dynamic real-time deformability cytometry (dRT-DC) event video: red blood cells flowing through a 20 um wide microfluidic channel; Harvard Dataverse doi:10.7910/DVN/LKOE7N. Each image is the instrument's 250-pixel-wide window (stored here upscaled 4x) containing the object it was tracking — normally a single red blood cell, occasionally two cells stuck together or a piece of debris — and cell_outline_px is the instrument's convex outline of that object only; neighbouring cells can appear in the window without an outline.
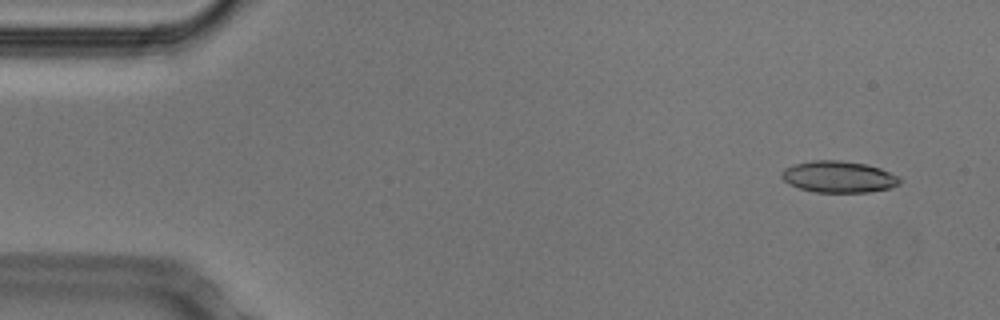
{"species": "Egyptian fruit bat (a non-hibernating species)", "species_latin": "Rousettus aegyptiacus", "temperature_condition": "cold", "stored_images_in_passage": 51, "camera_frame_rate_fps": 3000, "um_per_image_px": 0.085, "animal": {"sex": "male"}, "frame": {"image": 1, "passage_image": 4, "time_ms": 1.0, "image_size_px": [1000, 320], "cell_outline_px": [[900, 184], [892, 188], [868, 192], [812, 192], [788, 184], [780, 176], [780, 172], [784, 168], [796, 164], [812, 160], [840, 160], [864, 164], [880, 168], [900, 176]], "centroid_in_image_um": [71.28, 15.03], "position_along_channel_um": 13.7, "area_um2": 21.85}}
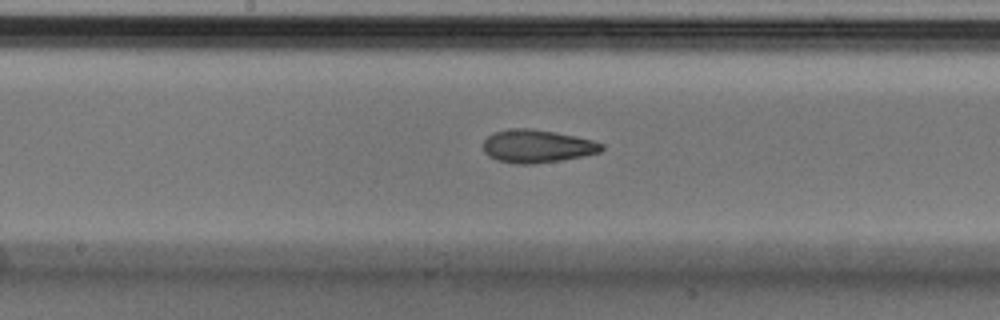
{"frame": {"image": 2, "passage_image": 27, "time_ms": 8.667, "image_size_px": [1000, 320], "cell_outline_px": [[604, 148], [600, 152], [584, 156], [560, 160], [532, 164], [516, 164], [496, 160], [488, 156], [484, 152], [484, 140], [488, 136], [496, 132], [508, 128], [528, 128], [556, 132], [592, 140], [604, 144]], "centroid_in_image_um": [45.65, 12.43], "position_along_channel_um": 202.6, "area_um2": 22.77}}
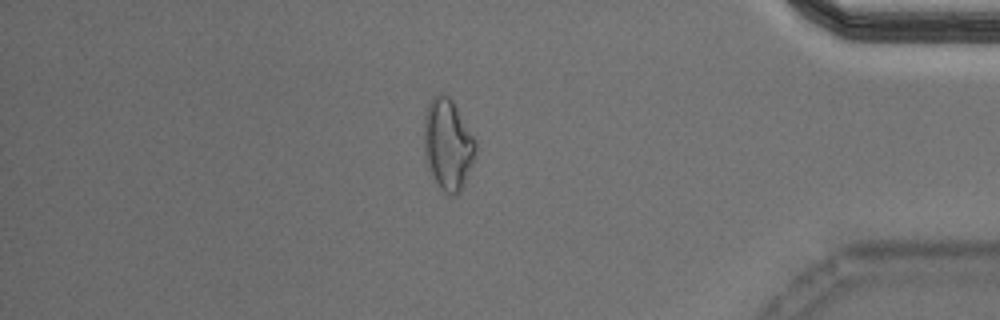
{"frame": {"image": 3, "passage_image": 45, "time_ms": 14.667, "image_size_px": [1000, 320], "cell_outline_px": [[476, 156], [464, 184], [460, 192], [456, 196], [452, 196], [444, 192], [440, 188], [428, 172], [424, 156], [424, 116], [428, 104], [432, 96], [440, 92], [448, 96], [452, 100], [476, 140]], "centroid_in_image_um": [38.05, 12.3], "position_along_channel_um": 397.1, "area_um2": 27.92}}